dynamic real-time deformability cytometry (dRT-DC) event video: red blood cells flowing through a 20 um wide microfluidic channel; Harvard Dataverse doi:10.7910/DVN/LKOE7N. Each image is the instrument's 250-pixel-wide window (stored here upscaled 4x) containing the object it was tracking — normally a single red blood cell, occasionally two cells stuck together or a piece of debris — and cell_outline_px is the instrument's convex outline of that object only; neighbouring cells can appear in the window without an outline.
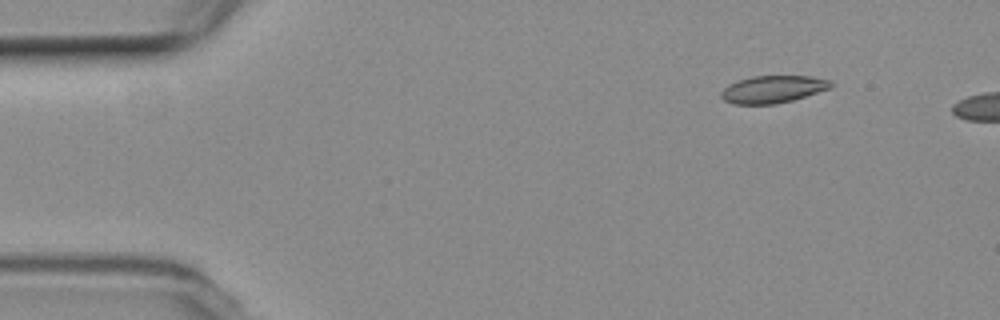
{"species": "common noctule bat (a hibernating species)", "species_latin": "Nyctalus noctula", "temperature_condition": "room temperature", "stored_images_in_passage": 4, "camera_frame_rate_fps": 3000, "um_per_image_px": 0.085, "animal": {"sex": "female", "body_mass_g": 19.3, "forearm_length_mm": 54.1}, "frame": {"image": 1, "passage_image": 2, "time_ms": 1.333, "image_size_px": [1000, 320], "cell_outline_px": [[832, 88], [792, 100], [776, 104], [732, 104], [724, 100], [720, 96], [720, 92], [728, 84], [736, 80], [752, 76], [812, 76], [832, 80]], "centroid_in_image_um": [65.68, 7.58], "position_along_channel_um": 19.3, "area_um2": 17.69}}